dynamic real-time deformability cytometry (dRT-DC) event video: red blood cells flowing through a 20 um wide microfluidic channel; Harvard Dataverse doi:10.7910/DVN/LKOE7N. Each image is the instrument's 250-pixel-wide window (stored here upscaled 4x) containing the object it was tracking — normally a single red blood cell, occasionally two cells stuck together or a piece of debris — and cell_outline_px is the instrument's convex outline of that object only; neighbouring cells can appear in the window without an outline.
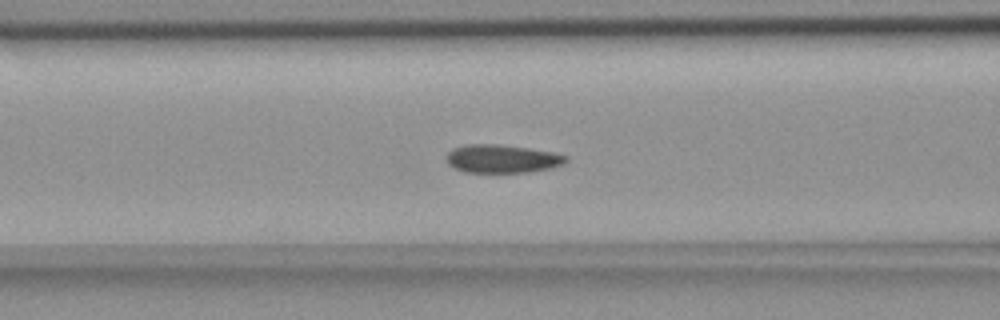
{"species": "common noctule bat (a hibernating species)", "species_latin": "Nyctalus noctula", "temperature_condition": "room temperature", "stored_images_in_passage": 56, "camera_frame_rate_fps": 3000, "um_per_image_px": 0.085, "animal": {"sex": "female", "body_mass_g": 18.4}, "frame": {"image": 1, "passage_image": 22, "time_ms": 7.0, "image_size_px": [1000, 320], "cell_outline_px": [[568, 160], [564, 164], [552, 168], [528, 172], [464, 172], [448, 164], [448, 152], [452, 148], [464, 144], [496, 144], [528, 148], [552, 152], [568, 156]], "centroid_in_image_um": [42.7, 13.49], "position_along_channel_um": 123.9, "area_um2": 19.65}}
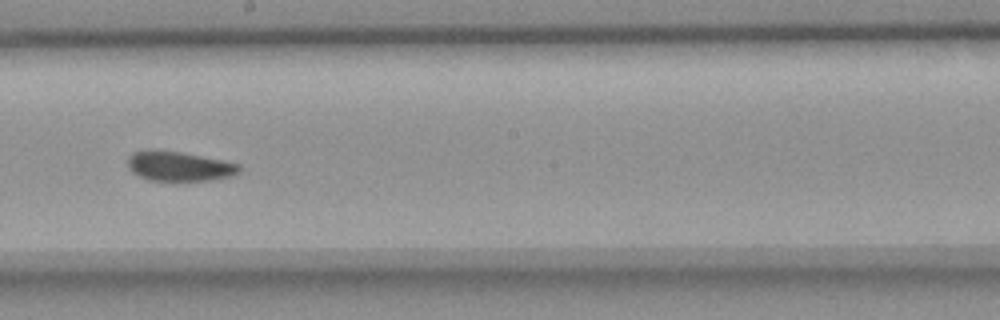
{"frame": {"image": 2, "passage_image": 31, "time_ms": 10.0, "image_size_px": [1000, 320], "cell_outline_px": [[240, 172], [232, 176], [212, 180], [176, 184], [172, 184], [148, 180], [132, 172], [128, 168], [128, 156], [132, 152], [180, 152], [224, 160], [240, 164]], "centroid_in_image_um": [15.28, 14.22], "position_along_channel_um": 232.9, "area_um2": 19.77}}
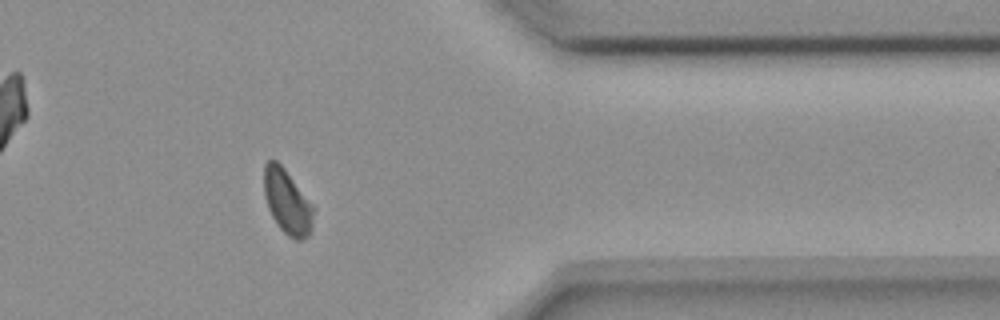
{"frame": {"image": 3, "passage_image": 45, "time_ms": 14.667, "image_size_px": [1000, 320], "cell_outline_px": [[316, 208], [312, 228], [308, 236], [300, 240], [296, 240], [288, 236], [280, 228], [272, 216], [268, 208], [264, 196], [264, 164], [268, 160], [276, 160], [284, 168]], "centroid_in_image_um": [24.44, 17.16], "position_along_channel_um": 387.0, "area_um2": 18.79}, "authors_computed_cell_mechanics": {"area_um2": 19.652, "velocity_mm_per_s": 3.6544, "shape_relaxation_time_tau1_ms": null, "shape_relaxation_time_tau2_ms": 4.5568, "deformation_change_tau1": null, "deformation_change_tau2": 0.0616}}